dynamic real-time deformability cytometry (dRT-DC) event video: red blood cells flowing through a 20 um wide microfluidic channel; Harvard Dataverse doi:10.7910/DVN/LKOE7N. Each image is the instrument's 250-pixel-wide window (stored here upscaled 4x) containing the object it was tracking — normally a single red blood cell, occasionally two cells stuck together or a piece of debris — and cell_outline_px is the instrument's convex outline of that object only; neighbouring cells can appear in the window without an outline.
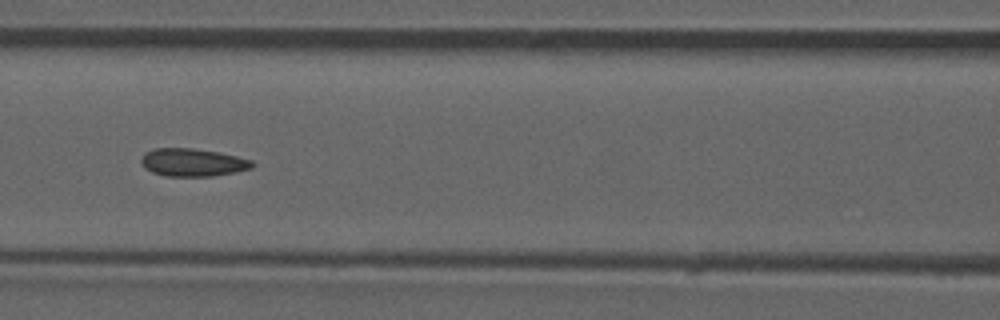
{"species": "common noctule bat (a hibernating species)", "species_latin": "Nyctalus noctula", "temperature_condition": "room temperature", "stored_images_in_passage": 52, "camera_frame_rate_fps": 3000, "um_per_image_px": 0.085, "animal": {"sex": "male", "forearm_length_mm": 52.5}, "frame": {"image": 1, "passage_image": 22, "time_ms": 7.0, "image_size_px": [1000, 320], "cell_outline_px": [[256, 164], [252, 168], [236, 172], [212, 176], [164, 176], [152, 172], [144, 168], [140, 160], [144, 152], [156, 148], [192, 148], [220, 152], [252, 160]], "centroid_in_image_um": [16.38, 13.8], "position_along_channel_um": 150.2, "area_um2": 18.21}, "authors_computed_cell_mechanics": {"area_um2": 17.918, "velocity_mm_per_s": 3.906, "shape_relaxation_time_tau1_ms": null, "shape_relaxation_time_tau2_ms": 1.7351, "deformation_change_tau1": null, "deformation_change_tau2": 0.0764}}